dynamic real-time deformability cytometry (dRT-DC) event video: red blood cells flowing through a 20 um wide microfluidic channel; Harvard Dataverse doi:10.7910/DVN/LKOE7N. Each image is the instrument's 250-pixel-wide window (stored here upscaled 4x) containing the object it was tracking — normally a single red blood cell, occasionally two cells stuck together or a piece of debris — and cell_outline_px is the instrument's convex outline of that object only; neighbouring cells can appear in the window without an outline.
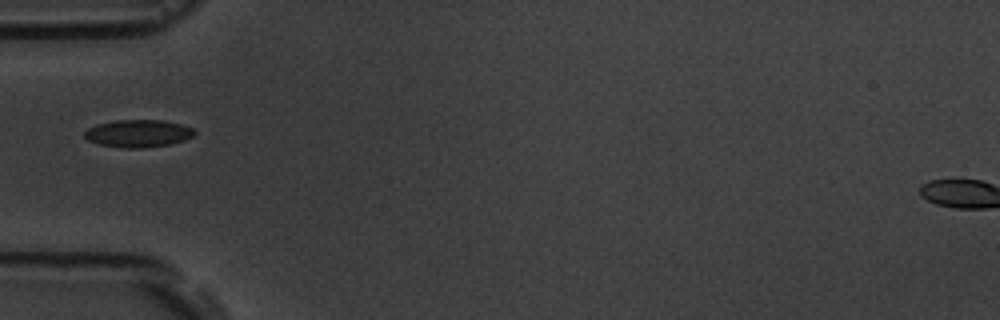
{"species": "common noctule bat (a hibernating species)", "species_latin": "Nyctalus noctula", "temperature_condition": "room temperature", "stored_images_in_passage": 1, "camera_frame_rate_fps": 3000, "um_per_image_px": 0.085, "animal": {"sex": "male", "body_mass_g": 19.5, "forearm_length_mm": 54.6}, "frame": {"image": 1, "passage_image": 1, "time_ms": 0.0, "image_size_px": [1000, 320], "cell_outline_px": [[196, 132], [192, 136], [184, 140], [168, 144], [144, 148], [124, 148], [96, 144], [88, 140], [84, 136], [84, 132], [88, 128], [96, 124], [116, 120], [164, 120], [180, 124], [192, 128]], "centroid_in_image_um": [11.7, 11.34], "position_along_channel_um": 73.3, "area_um2": 17.63}}